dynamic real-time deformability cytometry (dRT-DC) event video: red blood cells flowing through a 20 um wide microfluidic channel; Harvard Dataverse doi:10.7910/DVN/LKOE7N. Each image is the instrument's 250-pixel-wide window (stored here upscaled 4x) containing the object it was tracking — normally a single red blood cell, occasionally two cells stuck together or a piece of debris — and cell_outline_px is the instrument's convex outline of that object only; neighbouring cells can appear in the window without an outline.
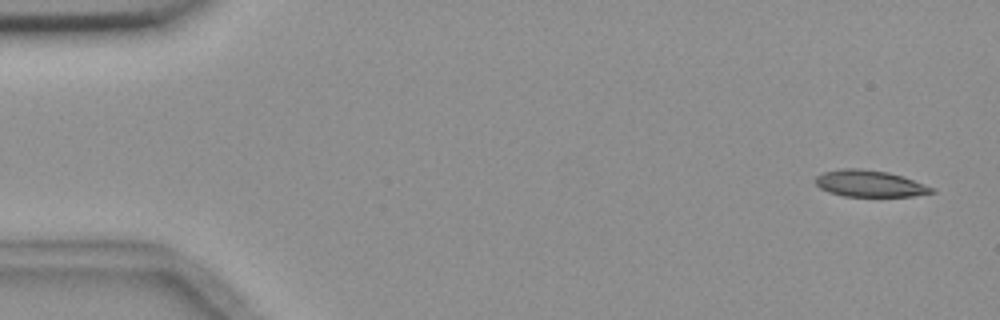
{"species": "common noctule bat (a hibernating species)", "species_latin": "Nyctalus noctula", "temperature_condition": "room temperature", "stored_images_in_passage": 5, "camera_frame_rate_fps": 3000, "um_per_image_px": 0.085, "animal": {"sex": "female", "body_mass_g": 18.4}, "frame": {"image": 1, "passage_image": 1, "time_ms": 0.0, "image_size_px": [1000, 320], "cell_outline_px": [[936, 192], [912, 196], [844, 196], [828, 192], [820, 188], [816, 184], [816, 176], [824, 172], [844, 168], [856, 168], [888, 172], [904, 176], [936, 188]], "centroid_in_image_um": [73.96, 15.6], "position_along_channel_um": 11.0, "area_um2": 18.03}}
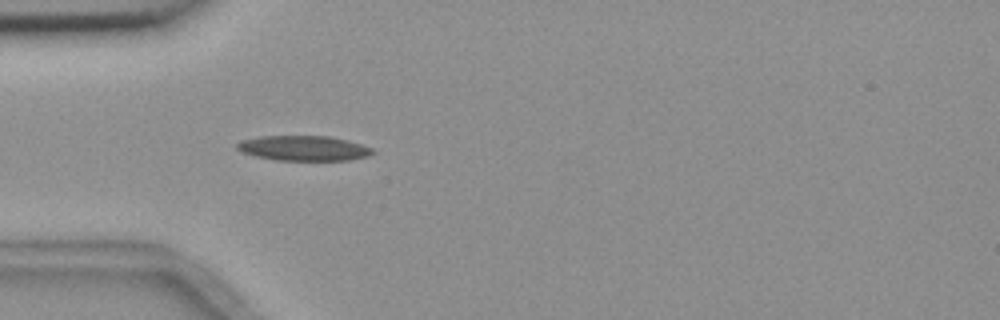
{"frame": {"image": 2, "passage_image": 5, "time_ms": 4.667, "image_size_px": [1000, 320], "cell_outline_px": [[376, 152], [368, 156], [348, 160], [276, 160], [256, 156], [240, 152], [236, 148], [236, 144], [240, 140], [260, 136], [328, 136], [348, 140], [372, 148]], "centroid_in_image_um": [25.79, 12.59], "position_along_channel_um": 59.2, "area_um2": 19.83}}